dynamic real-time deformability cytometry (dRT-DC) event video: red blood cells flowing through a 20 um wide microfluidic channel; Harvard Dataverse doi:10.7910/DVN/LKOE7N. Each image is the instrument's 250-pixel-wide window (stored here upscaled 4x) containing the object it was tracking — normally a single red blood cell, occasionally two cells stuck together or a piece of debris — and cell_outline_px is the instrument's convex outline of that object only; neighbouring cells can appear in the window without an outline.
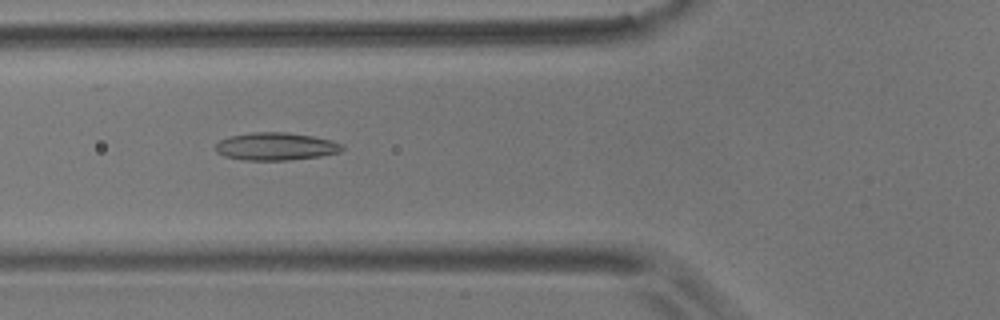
{"species": "common noctule bat (a hibernating species)", "species_latin": "Nyctalus noctula", "temperature_condition": "room temperature", "stored_images_in_passage": 56, "camera_frame_rate_fps": 3000, "um_per_image_px": 0.085, "animal": {"sex": "male", "body_mass_g": 17.9}, "frame": {"image": 1, "passage_image": 21, "time_ms": 6.667, "image_size_px": [1000, 320], "cell_outline_px": [[344, 148], [340, 152], [320, 156], [288, 160], [244, 160], [224, 156], [216, 152], [216, 144], [220, 140], [228, 136], [252, 132], [288, 132], [312, 136], [332, 140], [344, 144]], "centroid_in_image_um": [23.45, 12.44], "position_along_channel_um": 102.3, "area_um2": 20.58}}
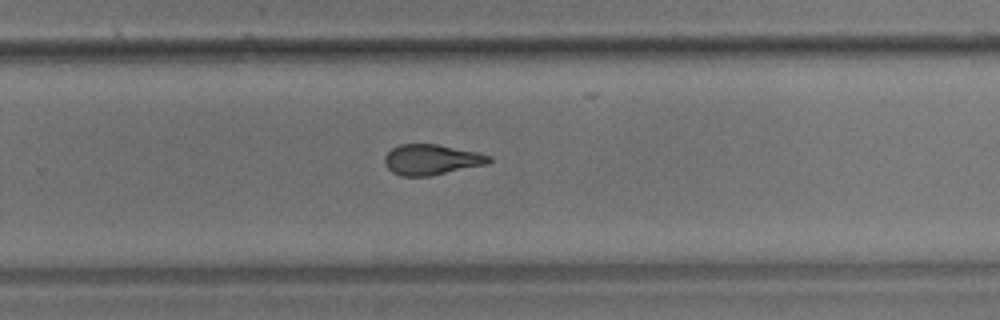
{"frame": {"image": 2, "passage_image": 37, "time_ms": 12.0, "image_size_px": [1000, 320], "cell_outline_px": [[492, 160], [488, 164], [432, 176], [400, 176], [392, 172], [384, 164], [384, 156], [392, 148], [400, 144], [436, 144], [476, 152], [492, 156]], "centroid_in_image_um": [36.67, 13.58], "position_along_channel_um": 293.1, "area_um2": 18.67}}
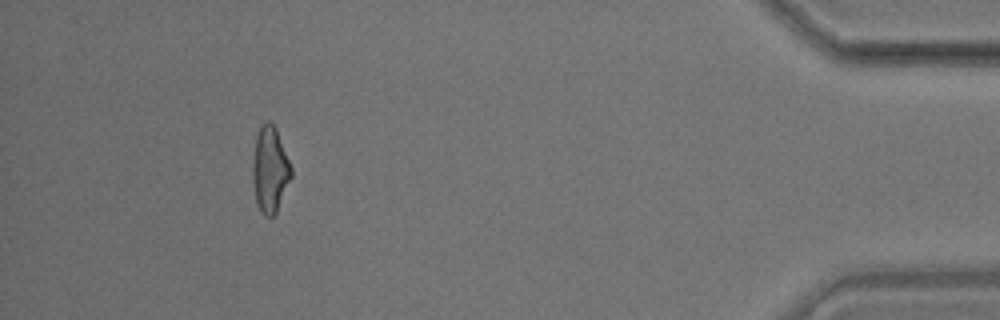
{"frame": {"image": 3, "passage_image": 52, "time_ms": 17.0, "image_size_px": [1000, 320], "cell_outline_px": [[292, 176], [276, 212], [272, 216], [264, 216], [260, 212], [256, 200], [252, 180], [252, 164], [256, 136], [260, 128], [268, 120], [276, 128], [292, 168]], "centroid_in_image_um": [22.94, 14.43], "position_along_channel_um": 412.3, "area_um2": 19.13}, "authors_computed_cell_mechanics": {"area_um2": 19.363, "velocity_mm_per_s": 3.5729, "shape_relaxation_time_tau1_ms": 8.8788, "shape_relaxation_time_tau2_ms": 2.3515, "deformation_change_tau1": 0.2035, "deformation_change_tau2": 0.1108}}